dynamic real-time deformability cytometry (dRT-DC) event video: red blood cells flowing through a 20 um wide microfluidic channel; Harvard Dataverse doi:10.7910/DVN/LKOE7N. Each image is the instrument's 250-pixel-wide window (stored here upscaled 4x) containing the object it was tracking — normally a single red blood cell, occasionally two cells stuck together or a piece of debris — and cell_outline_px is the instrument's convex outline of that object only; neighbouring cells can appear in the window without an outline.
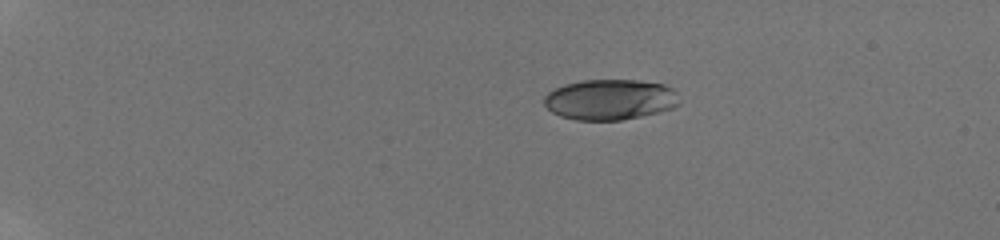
{"species": "human", "species_latin": "Homo sapiens", "temperature_condition": "room temperature", "stored_images_in_passage": 8, "camera_frame_rate_fps": 3000, "um_per_image_px": 0.085, "donor": {"sex": "male"}, "frame": {"image": 1, "passage_image": 1, "time_ms": 0.0, "image_size_px": [1000, 240], "cell_outline_px": [[680, 104], [672, 108], [640, 116], [620, 120], [576, 120], [560, 116], [552, 112], [544, 104], [544, 96], [548, 92], [564, 84], [580, 80], [636, 80], [664, 84], [672, 88], [676, 92]], "centroid_in_image_um": [51.84, 8.45], "position_along_channel_um": 33.2, "area_um2": 31.96}}
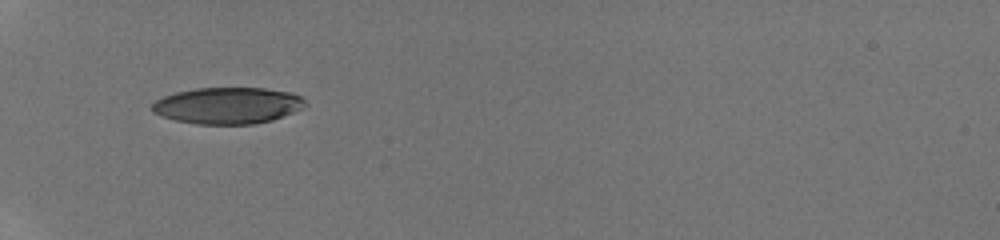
{"frame": {"image": 2, "passage_image": 5, "time_ms": 3.0, "image_size_px": [1000, 240], "cell_outline_px": [[308, 104], [304, 108], [272, 120], [256, 124], [196, 124], [176, 120], [160, 116], [152, 112], [152, 104], [156, 100], [164, 96], [176, 92], [196, 88], [264, 88], [288, 92], [300, 96]], "centroid_in_image_um": [19.35, 8.97], "position_along_channel_um": 65.6, "area_um2": 32.6}}
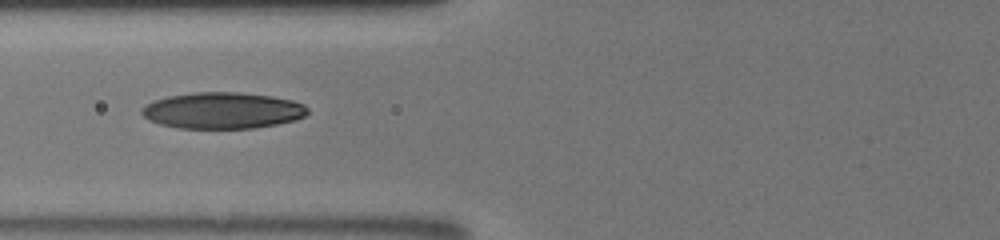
{"frame": {"image": 3, "passage_image": 7, "time_ms": 4.333, "image_size_px": [1000, 240], "cell_outline_px": [[308, 112], [304, 116], [296, 120], [276, 124], [252, 128], [180, 128], [160, 124], [148, 120], [140, 112], [140, 108], [152, 100], [168, 96], [196, 92], [240, 92], [272, 96], [292, 100], [304, 104], [308, 108]], "centroid_in_image_um": [18.9, 9.38], "position_along_channel_um": 106.9, "area_um2": 35.26}}